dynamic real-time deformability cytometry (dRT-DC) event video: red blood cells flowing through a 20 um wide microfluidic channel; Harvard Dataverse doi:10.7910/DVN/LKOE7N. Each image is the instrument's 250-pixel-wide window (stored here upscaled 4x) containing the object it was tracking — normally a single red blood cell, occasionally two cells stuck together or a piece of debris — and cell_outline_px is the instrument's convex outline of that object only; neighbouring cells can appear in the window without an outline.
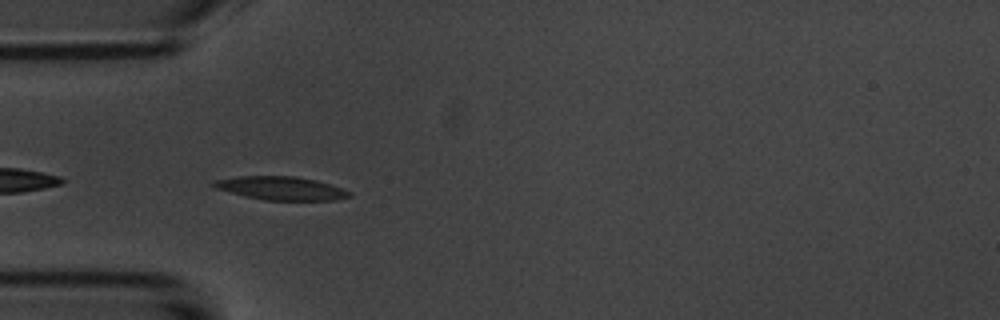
{"species": "common noctule bat (a hibernating species)", "species_latin": "Nyctalus noctula", "temperature_condition": "room temperature", "stored_images_in_passage": 6, "camera_frame_rate_fps": 3000, "um_per_image_px": 0.085, "animal": {"sex": "male", "body_mass_g": 20.1, "forearm_length_mm": 53.5}, "frame": {"image": 1, "passage_image": 3, "time_ms": 3.0, "image_size_px": [1000, 320], "cell_outline_px": [[352, 196], [336, 200], [264, 200], [244, 196], [216, 188], [212, 184], [212, 180], [236, 176], [292, 176], [316, 180], [352, 192]], "centroid_in_image_um": [23.87, 16.0], "position_along_channel_um": 61.1, "area_um2": 18.44}}
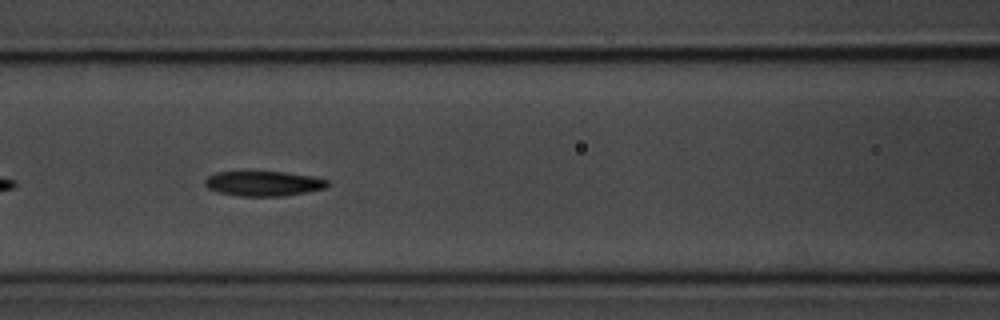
{"frame": {"image": 2, "passage_image": 5, "time_ms": 5.333, "image_size_px": [1000, 320], "cell_outline_px": [[328, 184], [324, 188], [284, 196], [240, 196], [220, 192], [208, 188], [204, 184], [204, 180], [208, 176], [216, 172], [284, 172], [312, 176], [328, 180]], "centroid_in_image_um": [22.37, 15.6], "position_along_channel_um": 144.2, "area_um2": 17.57}}
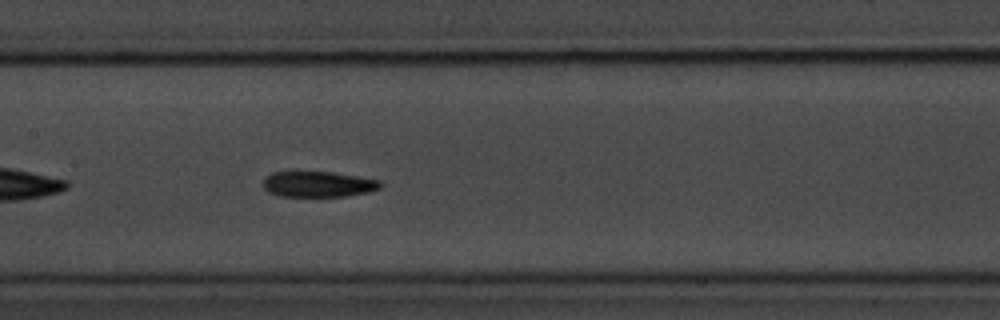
{"frame": {"image": 3, "passage_image": 6, "time_ms": 6.333, "image_size_px": [1000, 320], "cell_outline_px": [[384, 184], [380, 188], [368, 192], [348, 196], [316, 200], [280, 196], [268, 192], [264, 188], [264, 176], [272, 172], [332, 172], [380, 180]], "centroid_in_image_um": [27.04, 15.71], "position_along_channel_um": 180.4, "area_um2": 18.55}}